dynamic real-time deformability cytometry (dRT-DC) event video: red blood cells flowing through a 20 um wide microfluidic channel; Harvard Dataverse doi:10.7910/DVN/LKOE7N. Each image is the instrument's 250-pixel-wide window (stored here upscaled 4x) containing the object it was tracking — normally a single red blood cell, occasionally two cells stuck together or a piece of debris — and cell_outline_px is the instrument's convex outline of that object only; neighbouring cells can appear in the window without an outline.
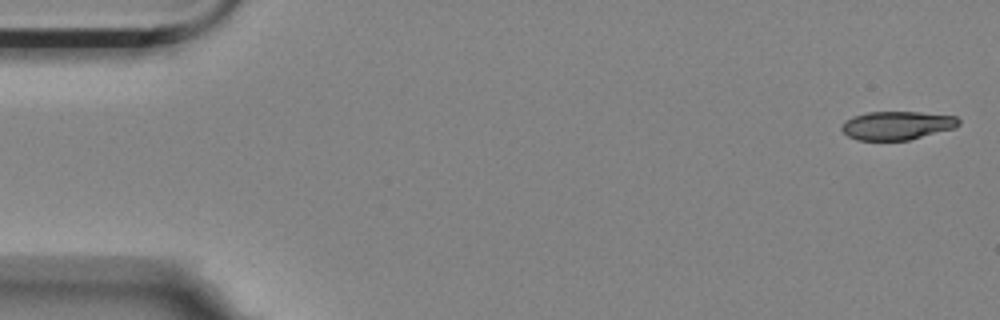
{"species": "Egyptian fruit bat (a non-hibernating species)", "species_latin": "Rousettus aegyptiacus", "temperature_condition": "room temperature", "stored_images_in_passage": 4, "camera_frame_rate_fps": 3000, "um_per_image_px": 0.085, "animal": {"sex": "female"}, "frame": {"image": 1, "passage_image": 1, "time_ms": 0.0, "image_size_px": [1000, 320], "cell_outline_px": [[960, 124], [956, 128], [908, 140], [856, 140], [848, 136], [840, 128], [852, 116], [868, 112], [920, 112], [956, 116], [960, 120]], "centroid_in_image_um": [76.28, 10.66], "position_along_channel_um": 8.7, "area_um2": 19.42}}